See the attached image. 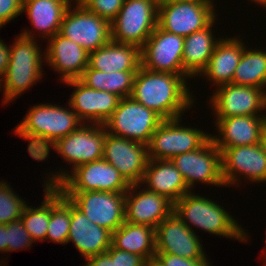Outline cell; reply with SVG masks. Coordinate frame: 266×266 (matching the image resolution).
Listing matches in <instances>:
<instances>
[{
	"instance_id": "cell-1",
	"label": "cell",
	"mask_w": 266,
	"mask_h": 266,
	"mask_svg": "<svg viewBox=\"0 0 266 266\" xmlns=\"http://www.w3.org/2000/svg\"><path fill=\"white\" fill-rule=\"evenodd\" d=\"M187 79L190 78L168 72H154L140 66L130 97L154 110L163 119L180 118L196 100L190 87H187Z\"/></svg>"
},
{
	"instance_id": "cell-2",
	"label": "cell",
	"mask_w": 266,
	"mask_h": 266,
	"mask_svg": "<svg viewBox=\"0 0 266 266\" xmlns=\"http://www.w3.org/2000/svg\"><path fill=\"white\" fill-rule=\"evenodd\" d=\"M44 103L32 106L24 119L14 129L15 134L28 140V152L37 161H44L50 146L58 139L76 130L82 121L73 109Z\"/></svg>"
},
{
	"instance_id": "cell-3",
	"label": "cell",
	"mask_w": 266,
	"mask_h": 266,
	"mask_svg": "<svg viewBox=\"0 0 266 266\" xmlns=\"http://www.w3.org/2000/svg\"><path fill=\"white\" fill-rule=\"evenodd\" d=\"M32 32L33 30L22 31L15 38L14 44L10 46L8 67L0 78V89L3 88L4 97L2 103L4 104L11 103L21 93L36 84L35 82H40L44 74L42 62L45 60V54L41 53V47L35 40V33Z\"/></svg>"
},
{
	"instance_id": "cell-4",
	"label": "cell",
	"mask_w": 266,
	"mask_h": 266,
	"mask_svg": "<svg viewBox=\"0 0 266 266\" xmlns=\"http://www.w3.org/2000/svg\"><path fill=\"white\" fill-rule=\"evenodd\" d=\"M225 210L214 200L190 191L174 203L173 211L191 231L195 226L212 235L247 242L248 234L242 225Z\"/></svg>"
},
{
	"instance_id": "cell-5",
	"label": "cell",
	"mask_w": 266,
	"mask_h": 266,
	"mask_svg": "<svg viewBox=\"0 0 266 266\" xmlns=\"http://www.w3.org/2000/svg\"><path fill=\"white\" fill-rule=\"evenodd\" d=\"M56 173L46 175L48 179L44 186H56L61 192L123 193L127 192L130 186L119 171L104 159L77 166L70 174L63 170Z\"/></svg>"
},
{
	"instance_id": "cell-6",
	"label": "cell",
	"mask_w": 266,
	"mask_h": 266,
	"mask_svg": "<svg viewBox=\"0 0 266 266\" xmlns=\"http://www.w3.org/2000/svg\"><path fill=\"white\" fill-rule=\"evenodd\" d=\"M158 0H124L110 22L111 40L140 49L158 26Z\"/></svg>"
},
{
	"instance_id": "cell-7",
	"label": "cell",
	"mask_w": 266,
	"mask_h": 266,
	"mask_svg": "<svg viewBox=\"0 0 266 266\" xmlns=\"http://www.w3.org/2000/svg\"><path fill=\"white\" fill-rule=\"evenodd\" d=\"M163 120L154 110L126 97L103 125L107 133L148 145Z\"/></svg>"
},
{
	"instance_id": "cell-8",
	"label": "cell",
	"mask_w": 266,
	"mask_h": 266,
	"mask_svg": "<svg viewBox=\"0 0 266 266\" xmlns=\"http://www.w3.org/2000/svg\"><path fill=\"white\" fill-rule=\"evenodd\" d=\"M215 0L158 2V26L183 37L202 30L215 18Z\"/></svg>"
},
{
	"instance_id": "cell-9",
	"label": "cell",
	"mask_w": 266,
	"mask_h": 266,
	"mask_svg": "<svg viewBox=\"0 0 266 266\" xmlns=\"http://www.w3.org/2000/svg\"><path fill=\"white\" fill-rule=\"evenodd\" d=\"M181 118L164 119L151 136L148 158L171 160L174 156L202 147L211 134L198 128L180 125Z\"/></svg>"
},
{
	"instance_id": "cell-10",
	"label": "cell",
	"mask_w": 266,
	"mask_h": 266,
	"mask_svg": "<svg viewBox=\"0 0 266 266\" xmlns=\"http://www.w3.org/2000/svg\"><path fill=\"white\" fill-rule=\"evenodd\" d=\"M74 3L75 7L71 8L72 3L67 8L59 33L91 53L111 40L110 22L89 11L79 1Z\"/></svg>"
},
{
	"instance_id": "cell-11",
	"label": "cell",
	"mask_w": 266,
	"mask_h": 266,
	"mask_svg": "<svg viewBox=\"0 0 266 266\" xmlns=\"http://www.w3.org/2000/svg\"><path fill=\"white\" fill-rule=\"evenodd\" d=\"M62 194L91 222L111 233L125 222L126 192L86 191Z\"/></svg>"
},
{
	"instance_id": "cell-12",
	"label": "cell",
	"mask_w": 266,
	"mask_h": 266,
	"mask_svg": "<svg viewBox=\"0 0 266 266\" xmlns=\"http://www.w3.org/2000/svg\"><path fill=\"white\" fill-rule=\"evenodd\" d=\"M212 94L209 103L216 119L266 116L262 115L266 111V91L262 88L230 83L218 86Z\"/></svg>"
},
{
	"instance_id": "cell-13",
	"label": "cell",
	"mask_w": 266,
	"mask_h": 266,
	"mask_svg": "<svg viewBox=\"0 0 266 266\" xmlns=\"http://www.w3.org/2000/svg\"><path fill=\"white\" fill-rule=\"evenodd\" d=\"M171 161L181 172L190 191L196 182L225 186L222 179L221 151L211 138L199 149L176 155Z\"/></svg>"
},
{
	"instance_id": "cell-14",
	"label": "cell",
	"mask_w": 266,
	"mask_h": 266,
	"mask_svg": "<svg viewBox=\"0 0 266 266\" xmlns=\"http://www.w3.org/2000/svg\"><path fill=\"white\" fill-rule=\"evenodd\" d=\"M106 133L103 124L83 123L50 147L72 165V170H74L82 164L102 159Z\"/></svg>"
},
{
	"instance_id": "cell-15",
	"label": "cell",
	"mask_w": 266,
	"mask_h": 266,
	"mask_svg": "<svg viewBox=\"0 0 266 266\" xmlns=\"http://www.w3.org/2000/svg\"><path fill=\"white\" fill-rule=\"evenodd\" d=\"M184 37L155 28L141 48V66L154 72L187 76L183 72Z\"/></svg>"
},
{
	"instance_id": "cell-16",
	"label": "cell",
	"mask_w": 266,
	"mask_h": 266,
	"mask_svg": "<svg viewBox=\"0 0 266 266\" xmlns=\"http://www.w3.org/2000/svg\"><path fill=\"white\" fill-rule=\"evenodd\" d=\"M221 151L222 179L225 186H234L245 178L250 182L266 181V157L261 144L218 147ZM244 175L243 177H239Z\"/></svg>"
},
{
	"instance_id": "cell-17",
	"label": "cell",
	"mask_w": 266,
	"mask_h": 266,
	"mask_svg": "<svg viewBox=\"0 0 266 266\" xmlns=\"http://www.w3.org/2000/svg\"><path fill=\"white\" fill-rule=\"evenodd\" d=\"M102 159L113 165L130 185L141 184L149 160L148 145L106 133Z\"/></svg>"
},
{
	"instance_id": "cell-18",
	"label": "cell",
	"mask_w": 266,
	"mask_h": 266,
	"mask_svg": "<svg viewBox=\"0 0 266 266\" xmlns=\"http://www.w3.org/2000/svg\"><path fill=\"white\" fill-rule=\"evenodd\" d=\"M156 253L187 259H207L196 231H191L173 211L155 229Z\"/></svg>"
},
{
	"instance_id": "cell-19",
	"label": "cell",
	"mask_w": 266,
	"mask_h": 266,
	"mask_svg": "<svg viewBox=\"0 0 266 266\" xmlns=\"http://www.w3.org/2000/svg\"><path fill=\"white\" fill-rule=\"evenodd\" d=\"M64 84L75 87L68 104L83 123L104 124L121 100L114 93L89 88L79 79Z\"/></svg>"
},
{
	"instance_id": "cell-20",
	"label": "cell",
	"mask_w": 266,
	"mask_h": 266,
	"mask_svg": "<svg viewBox=\"0 0 266 266\" xmlns=\"http://www.w3.org/2000/svg\"><path fill=\"white\" fill-rule=\"evenodd\" d=\"M140 185V183L131 184L126 192L125 221L156 229L173 212L174 204L164 196L146 188L141 189Z\"/></svg>"
},
{
	"instance_id": "cell-21",
	"label": "cell",
	"mask_w": 266,
	"mask_h": 266,
	"mask_svg": "<svg viewBox=\"0 0 266 266\" xmlns=\"http://www.w3.org/2000/svg\"><path fill=\"white\" fill-rule=\"evenodd\" d=\"M45 63L60 74V81L79 79L88 67L89 53L74 41L56 33L48 39Z\"/></svg>"
},
{
	"instance_id": "cell-22",
	"label": "cell",
	"mask_w": 266,
	"mask_h": 266,
	"mask_svg": "<svg viewBox=\"0 0 266 266\" xmlns=\"http://www.w3.org/2000/svg\"><path fill=\"white\" fill-rule=\"evenodd\" d=\"M215 126L219 136L211 134V139L217 147L251 146L261 142L266 117L233 116L216 119Z\"/></svg>"
},
{
	"instance_id": "cell-23",
	"label": "cell",
	"mask_w": 266,
	"mask_h": 266,
	"mask_svg": "<svg viewBox=\"0 0 266 266\" xmlns=\"http://www.w3.org/2000/svg\"><path fill=\"white\" fill-rule=\"evenodd\" d=\"M112 233L91 222L71 203V224L67 243H74L75 248L84 258L106 252L111 246Z\"/></svg>"
},
{
	"instance_id": "cell-24",
	"label": "cell",
	"mask_w": 266,
	"mask_h": 266,
	"mask_svg": "<svg viewBox=\"0 0 266 266\" xmlns=\"http://www.w3.org/2000/svg\"><path fill=\"white\" fill-rule=\"evenodd\" d=\"M141 183L147 190L166 197L173 204L190 192L181 172L170 159H149Z\"/></svg>"
},
{
	"instance_id": "cell-25",
	"label": "cell",
	"mask_w": 266,
	"mask_h": 266,
	"mask_svg": "<svg viewBox=\"0 0 266 266\" xmlns=\"http://www.w3.org/2000/svg\"><path fill=\"white\" fill-rule=\"evenodd\" d=\"M226 37H222L216 44L206 68L199 75L206 76L216 87L232 83L235 69L246 47L242 38Z\"/></svg>"
},
{
	"instance_id": "cell-26",
	"label": "cell",
	"mask_w": 266,
	"mask_h": 266,
	"mask_svg": "<svg viewBox=\"0 0 266 266\" xmlns=\"http://www.w3.org/2000/svg\"><path fill=\"white\" fill-rule=\"evenodd\" d=\"M88 66L103 72L138 71L141 66V49L110 40L89 53Z\"/></svg>"
},
{
	"instance_id": "cell-27",
	"label": "cell",
	"mask_w": 266,
	"mask_h": 266,
	"mask_svg": "<svg viewBox=\"0 0 266 266\" xmlns=\"http://www.w3.org/2000/svg\"><path fill=\"white\" fill-rule=\"evenodd\" d=\"M216 18L204 29L184 37L182 54L183 72L191 79L206 68L216 44L221 40L212 34Z\"/></svg>"
},
{
	"instance_id": "cell-28",
	"label": "cell",
	"mask_w": 266,
	"mask_h": 266,
	"mask_svg": "<svg viewBox=\"0 0 266 266\" xmlns=\"http://www.w3.org/2000/svg\"><path fill=\"white\" fill-rule=\"evenodd\" d=\"M72 0H23L22 13L28 15L40 38L49 39L60 32L63 16Z\"/></svg>"
},
{
	"instance_id": "cell-29",
	"label": "cell",
	"mask_w": 266,
	"mask_h": 266,
	"mask_svg": "<svg viewBox=\"0 0 266 266\" xmlns=\"http://www.w3.org/2000/svg\"><path fill=\"white\" fill-rule=\"evenodd\" d=\"M111 245L118 250L137 254L147 261L156 254L155 229L125 221L112 233Z\"/></svg>"
},
{
	"instance_id": "cell-30",
	"label": "cell",
	"mask_w": 266,
	"mask_h": 266,
	"mask_svg": "<svg viewBox=\"0 0 266 266\" xmlns=\"http://www.w3.org/2000/svg\"><path fill=\"white\" fill-rule=\"evenodd\" d=\"M136 73L137 71L103 72L88 66L79 80L89 88L126 98L131 96Z\"/></svg>"
},
{
	"instance_id": "cell-31",
	"label": "cell",
	"mask_w": 266,
	"mask_h": 266,
	"mask_svg": "<svg viewBox=\"0 0 266 266\" xmlns=\"http://www.w3.org/2000/svg\"><path fill=\"white\" fill-rule=\"evenodd\" d=\"M71 224V202L56 186H50V221L46 240L67 244Z\"/></svg>"
},
{
	"instance_id": "cell-32",
	"label": "cell",
	"mask_w": 266,
	"mask_h": 266,
	"mask_svg": "<svg viewBox=\"0 0 266 266\" xmlns=\"http://www.w3.org/2000/svg\"><path fill=\"white\" fill-rule=\"evenodd\" d=\"M232 84L254 86L266 91V51L247 50L243 54L235 69Z\"/></svg>"
},
{
	"instance_id": "cell-33",
	"label": "cell",
	"mask_w": 266,
	"mask_h": 266,
	"mask_svg": "<svg viewBox=\"0 0 266 266\" xmlns=\"http://www.w3.org/2000/svg\"><path fill=\"white\" fill-rule=\"evenodd\" d=\"M44 188L45 197L42 205L37 208L26 205L20 218L34 242L46 239L50 221V186H44Z\"/></svg>"
},
{
	"instance_id": "cell-34",
	"label": "cell",
	"mask_w": 266,
	"mask_h": 266,
	"mask_svg": "<svg viewBox=\"0 0 266 266\" xmlns=\"http://www.w3.org/2000/svg\"><path fill=\"white\" fill-rule=\"evenodd\" d=\"M7 182L0 181V224L19 220L27 205L23 198L14 193Z\"/></svg>"
},
{
	"instance_id": "cell-35",
	"label": "cell",
	"mask_w": 266,
	"mask_h": 266,
	"mask_svg": "<svg viewBox=\"0 0 266 266\" xmlns=\"http://www.w3.org/2000/svg\"><path fill=\"white\" fill-rule=\"evenodd\" d=\"M34 241L23 226L21 219L6 224L7 252L31 248Z\"/></svg>"
},
{
	"instance_id": "cell-36",
	"label": "cell",
	"mask_w": 266,
	"mask_h": 266,
	"mask_svg": "<svg viewBox=\"0 0 266 266\" xmlns=\"http://www.w3.org/2000/svg\"><path fill=\"white\" fill-rule=\"evenodd\" d=\"M89 11L111 22L119 13L124 0H79Z\"/></svg>"
},
{
	"instance_id": "cell-37",
	"label": "cell",
	"mask_w": 266,
	"mask_h": 266,
	"mask_svg": "<svg viewBox=\"0 0 266 266\" xmlns=\"http://www.w3.org/2000/svg\"><path fill=\"white\" fill-rule=\"evenodd\" d=\"M155 257L163 266H211L208 259H187L167 253H156Z\"/></svg>"
},
{
	"instance_id": "cell-38",
	"label": "cell",
	"mask_w": 266,
	"mask_h": 266,
	"mask_svg": "<svg viewBox=\"0 0 266 266\" xmlns=\"http://www.w3.org/2000/svg\"><path fill=\"white\" fill-rule=\"evenodd\" d=\"M107 252L110 254L111 258H115V266H145L146 260L137 254L118 250L112 245Z\"/></svg>"
},
{
	"instance_id": "cell-39",
	"label": "cell",
	"mask_w": 266,
	"mask_h": 266,
	"mask_svg": "<svg viewBox=\"0 0 266 266\" xmlns=\"http://www.w3.org/2000/svg\"><path fill=\"white\" fill-rule=\"evenodd\" d=\"M23 0H0V28L22 14Z\"/></svg>"
},
{
	"instance_id": "cell-40",
	"label": "cell",
	"mask_w": 266,
	"mask_h": 266,
	"mask_svg": "<svg viewBox=\"0 0 266 266\" xmlns=\"http://www.w3.org/2000/svg\"><path fill=\"white\" fill-rule=\"evenodd\" d=\"M85 260L87 263L84 266H115V258H111L107 251L87 257Z\"/></svg>"
},
{
	"instance_id": "cell-41",
	"label": "cell",
	"mask_w": 266,
	"mask_h": 266,
	"mask_svg": "<svg viewBox=\"0 0 266 266\" xmlns=\"http://www.w3.org/2000/svg\"><path fill=\"white\" fill-rule=\"evenodd\" d=\"M10 59V45L0 39V78L5 74Z\"/></svg>"
},
{
	"instance_id": "cell-42",
	"label": "cell",
	"mask_w": 266,
	"mask_h": 266,
	"mask_svg": "<svg viewBox=\"0 0 266 266\" xmlns=\"http://www.w3.org/2000/svg\"><path fill=\"white\" fill-rule=\"evenodd\" d=\"M0 252H7V244H6V225L0 224Z\"/></svg>"
},
{
	"instance_id": "cell-43",
	"label": "cell",
	"mask_w": 266,
	"mask_h": 266,
	"mask_svg": "<svg viewBox=\"0 0 266 266\" xmlns=\"http://www.w3.org/2000/svg\"><path fill=\"white\" fill-rule=\"evenodd\" d=\"M145 266H163V264L156 257H153L145 262Z\"/></svg>"
},
{
	"instance_id": "cell-44",
	"label": "cell",
	"mask_w": 266,
	"mask_h": 266,
	"mask_svg": "<svg viewBox=\"0 0 266 266\" xmlns=\"http://www.w3.org/2000/svg\"><path fill=\"white\" fill-rule=\"evenodd\" d=\"M262 148H263V151H264V154H265V157H266V127H265V130L263 132V136H262V140L260 142Z\"/></svg>"
},
{
	"instance_id": "cell-45",
	"label": "cell",
	"mask_w": 266,
	"mask_h": 266,
	"mask_svg": "<svg viewBox=\"0 0 266 266\" xmlns=\"http://www.w3.org/2000/svg\"><path fill=\"white\" fill-rule=\"evenodd\" d=\"M252 2L258 3L261 6H264L266 8V0H250Z\"/></svg>"
},
{
	"instance_id": "cell-46",
	"label": "cell",
	"mask_w": 266,
	"mask_h": 266,
	"mask_svg": "<svg viewBox=\"0 0 266 266\" xmlns=\"http://www.w3.org/2000/svg\"><path fill=\"white\" fill-rule=\"evenodd\" d=\"M178 1H187V0H158V2H178Z\"/></svg>"
},
{
	"instance_id": "cell-47",
	"label": "cell",
	"mask_w": 266,
	"mask_h": 266,
	"mask_svg": "<svg viewBox=\"0 0 266 266\" xmlns=\"http://www.w3.org/2000/svg\"><path fill=\"white\" fill-rule=\"evenodd\" d=\"M266 242V241H265ZM265 250H266V248H265ZM265 255H266V253H265ZM265 258H266V256H265ZM265 264L263 265V266H266V259H265V262H264Z\"/></svg>"
}]
</instances>
